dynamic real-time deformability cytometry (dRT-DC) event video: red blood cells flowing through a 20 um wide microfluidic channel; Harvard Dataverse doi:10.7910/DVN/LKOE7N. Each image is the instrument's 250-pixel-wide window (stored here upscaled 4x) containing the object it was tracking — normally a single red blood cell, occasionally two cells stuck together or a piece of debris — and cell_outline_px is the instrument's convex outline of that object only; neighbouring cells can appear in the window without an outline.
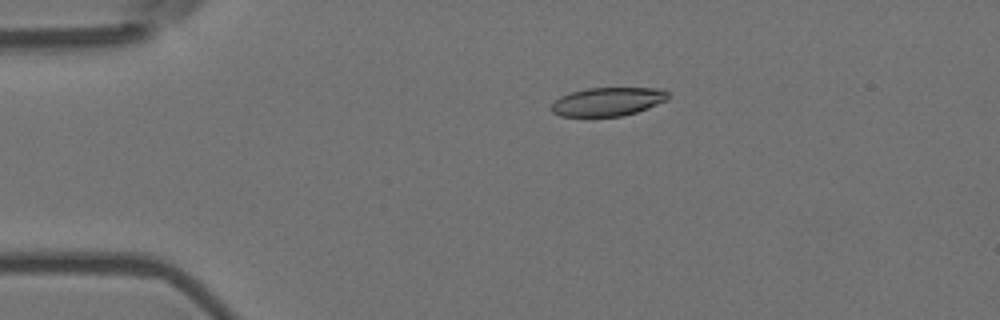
{"species": "Egyptian fruit bat (a non-hibernating species)", "species_latin": "Rousettus aegyptiacus", "temperature_condition": "room temperature", "stored_images_in_passage": 8, "camera_frame_rate_fps": 3000, "um_per_image_px": 0.085, "animal": {"sex": "female"}, "frame": {"image": 1, "passage_image": 4, "time_ms": 1.0, "image_size_px": [1000, 320], "cell_outline_px": [[668, 100], [648, 108], [624, 116], [560, 116], [552, 112], [552, 104], [560, 96], [572, 92], [588, 88], [664, 88], [668, 92]], "centroid_in_image_um": [51.7, 8.63], "position_along_channel_um": 33.3, "area_um2": 19.42}}
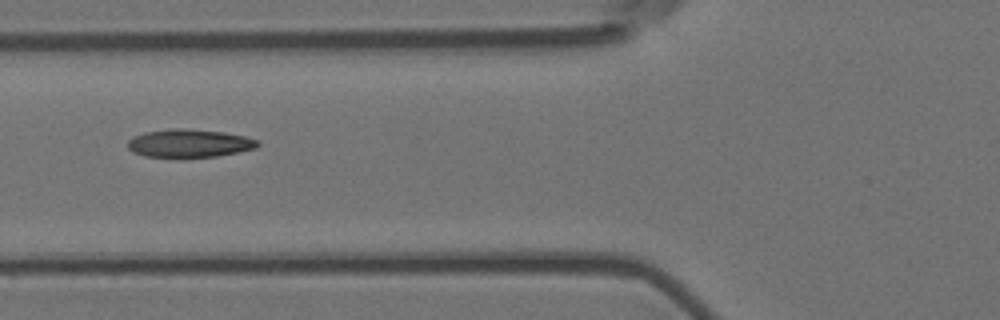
{"frame": {"image": 2, "passage_image": 7, "time_ms": 2.0, "image_size_px": [1000, 320], "cell_outline_px": [[260, 144], [256, 148], [216, 156], [144, 156], [132, 152], [128, 148], [128, 140], [132, 136], [144, 132], [172, 128], [180, 128], [224, 132], [244, 136], [260, 140]], "centroid_in_image_um": [16.08, 12.16], "position_along_channel_um": 109.7, "area_um2": 21.04}}
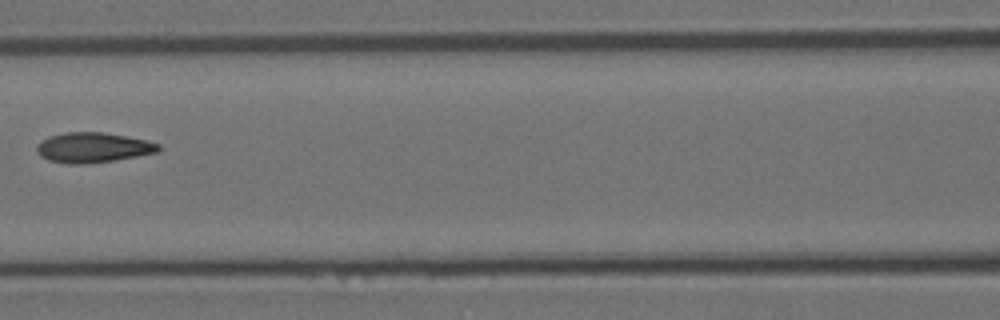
{"frame": {"image": 3, "passage_image": 8, "time_ms": 2.333, "image_size_px": [1000, 320], "cell_outline_px": [[160, 152], [112, 160], [84, 164], [68, 164], [48, 160], [40, 156], [36, 152], [36, 144], [40, 140], [48, 136], [64, 132], [100, 132], [124, 136], [144, 140], [160, 144]], "centroid_in_image_um": [7.83, 12.54], "position_along_channel_um": 158.8, "area_um2": 21.33}}